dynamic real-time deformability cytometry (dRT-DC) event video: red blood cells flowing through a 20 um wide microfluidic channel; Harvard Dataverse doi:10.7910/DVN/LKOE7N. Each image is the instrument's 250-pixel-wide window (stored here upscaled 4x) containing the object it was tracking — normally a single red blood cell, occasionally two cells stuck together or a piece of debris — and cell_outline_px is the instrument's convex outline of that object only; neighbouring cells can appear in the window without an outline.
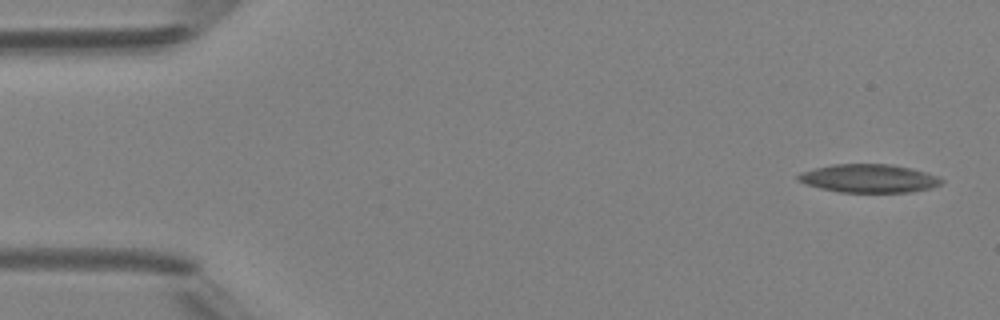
{"species": "Egyptian fruit bat (a non-hibernating species)", "species_latin": "Rousettus aegyptiacus", "temperature_condition": "room temperature", "stored_images_in_passage": 4, "camera_frame_rate_fps": 3000, "um_per_image_px": 0.085, "animal": {"sex": "female"}, "frame": {"image": 1, "passage_image": 1, "time_ms": 0.0, "image_size_px": [1000, 320], "cell_outline_px": [[944, 180], [940, 184], [932, 188], [912, 192], [840, 192], [820, 188], [796, 180], [796, 176], [800, 172], [832, 164], [892, 164], [912, 168], [936, 176]], "centroid_in_image_um": [73.85, 15.16], "position_along_channel_um": 11.1, "area_um2": 23.64}}
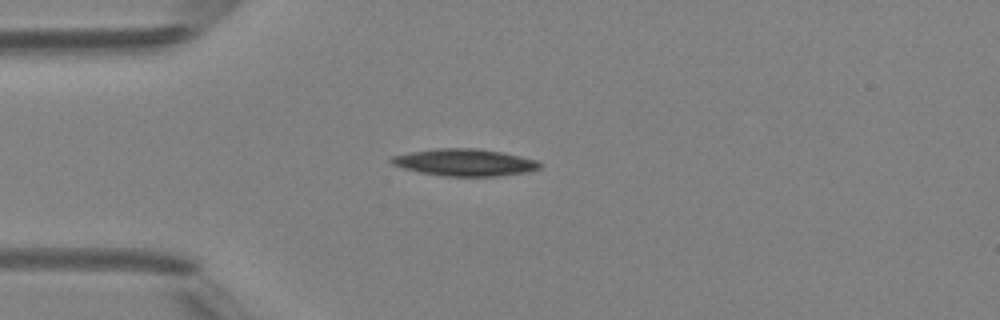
{"frame": {"image": 2, "passage_image": 4, "time_ms": 3.667, "image_size_px": [1000, 320], "cell_outline_px": [[544, 164], [540, 168], [528, 172], [496, 176], [440, 176], [420, 172], [404, 168], [392, 164], [388, 160], [392, 156], [412, 152], [440, 148], [476, 148], [500, 152], [520, 156], [536, 160]], "centroid_in_image_um": [39.52, 13.81], "position_along_channel_um": 45.5, "area_um2": 23.29}}